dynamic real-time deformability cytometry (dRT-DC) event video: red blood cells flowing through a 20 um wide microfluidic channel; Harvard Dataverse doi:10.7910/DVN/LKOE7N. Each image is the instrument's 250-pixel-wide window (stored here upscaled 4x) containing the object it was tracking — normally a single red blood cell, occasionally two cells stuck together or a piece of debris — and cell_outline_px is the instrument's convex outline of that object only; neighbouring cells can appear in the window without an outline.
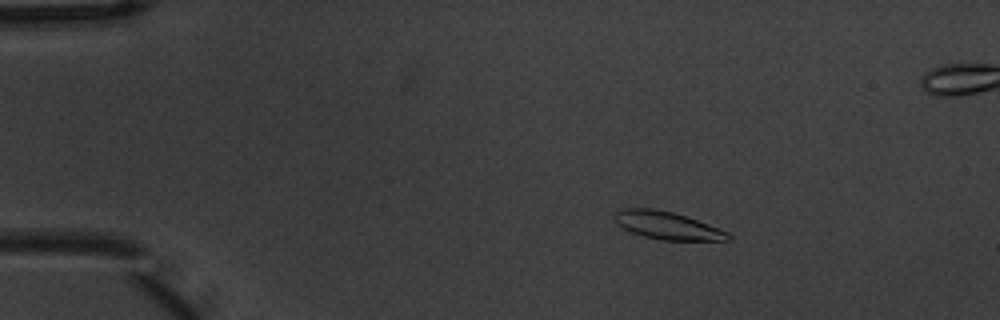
{"species": "common noctule bat (a hibernating species)", "species_latin": "Nyctalus noctula", "temperature_condition": "warm", "stored_images_in_passage": 6, "camera_frame_rate_fps": 3000, "um_per_image_px": 0.085, "animal": {"sex": "male", "body_mass_g": 20.1, "forearm_length_mm": 53.5}, "frame": {"image": 1, "passage_image": 3, "time_ms": 0.667, "image_size_px": [1000, 320], "cell_outline_px": [[732, 240], [660, 240], [644, 236], [632, 232], [616, 224], [616, 212], [620, 208], [652, 208], [672, 212], [696, 220], [728, 232], [732, 236]], "centroid_in_image_um": [56.71, 19.17], "position_along_channel_um": 28.3, "area_um2": 18.03}}